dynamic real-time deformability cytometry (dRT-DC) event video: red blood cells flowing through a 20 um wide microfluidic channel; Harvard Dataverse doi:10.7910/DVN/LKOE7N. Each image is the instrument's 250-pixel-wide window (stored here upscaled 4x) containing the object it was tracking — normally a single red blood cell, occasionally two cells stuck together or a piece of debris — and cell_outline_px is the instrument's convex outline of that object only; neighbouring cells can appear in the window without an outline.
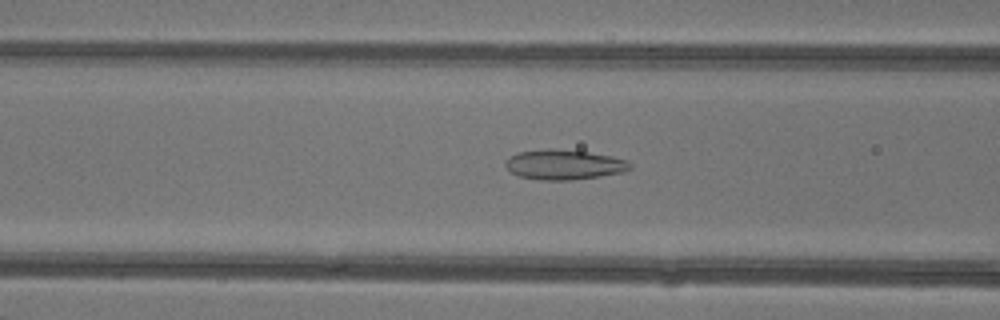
{"species": "common noctule bat (a hibernating species)", "species_latin": "Nyctalus noctula", "temperature_condition": "warm", "stored_images_in_passage": 48, "camera_frame_rate_fps": 3000, "um_per_image_px": 0.085, "animal": {"sex": "female"}, "frame": {"image": 1, "passage_image": 20, "time_ms": 6.333, "image_size_px": [1000, 320], "cell_outline_px": [[632, 168], [624, 172], [600, 176], [572, 180], [540, 180], [520, 176], [512, 172], [504, 164], [516, 152], [548, 148], [552, 148], [588, 152], [612, 156], [628, 160], [632, 164]], "centroid_in_image_um": [47.99, 13.99], "position_along_channel_um": 118.6, "area_um2": 21.79}}
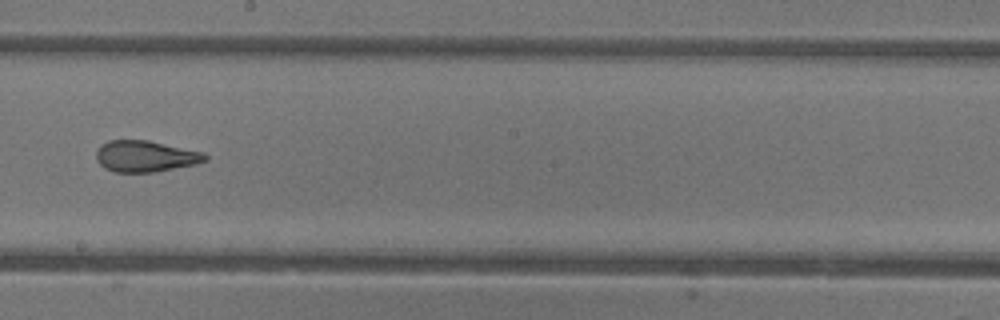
{"frame": {"image": 2, "passage_image": 28, "time_ms": 9.0, "image_size_px": [1000, 320], "cell_outline_px": [[208, 160], [196, 164], [152, 172], [116, 172], [104, 168], [96, 160], [96, 152], [100, 144], [108, 140], [148, 140], [204, 152], [208, 156]], "centroid_in_image_um": [12.35, 13.27], "position_along_channel_um": 235.8, "area_um2": 19.94}}
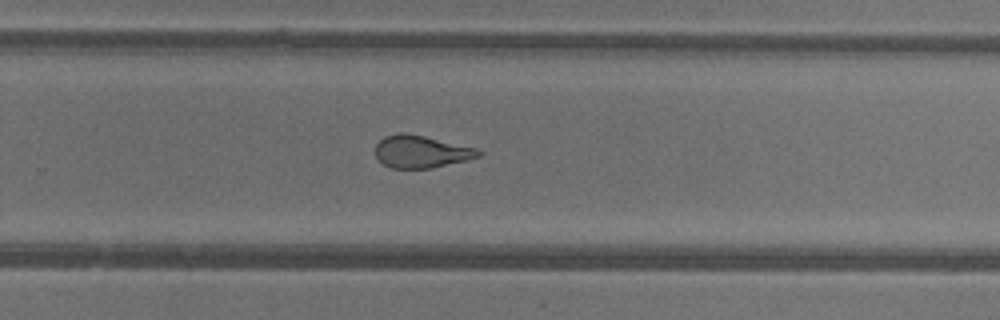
{"frame": {"image": 3, "passage_image": 32, "time_ms": 10.333, "image_size_px": [1000, 320], "cell_outline_px": [[484, 152], [480, 156], [468, 160], [428, 168], [392, 168], [384, 164], [376, 156], [376, 144], [384, 136], [400, 132], [404, 132], [424, 136], [476, 148]], "centroid_in_image_um": [35.8, 12.88], "position_along_channel_um": 294.0, "area_um2": 19.31}, "authors_computed_cell_mechanics": {"area_um2": 23.2067, "velocity_mm_per_s": 4.3853, "shape_relaxation_time_tau1_ms": null, "shape_relaxation_time_tau2_ms": 1.4287, "deformation_change_tau1": null, "deformation_change_tau2": 0.0778}}